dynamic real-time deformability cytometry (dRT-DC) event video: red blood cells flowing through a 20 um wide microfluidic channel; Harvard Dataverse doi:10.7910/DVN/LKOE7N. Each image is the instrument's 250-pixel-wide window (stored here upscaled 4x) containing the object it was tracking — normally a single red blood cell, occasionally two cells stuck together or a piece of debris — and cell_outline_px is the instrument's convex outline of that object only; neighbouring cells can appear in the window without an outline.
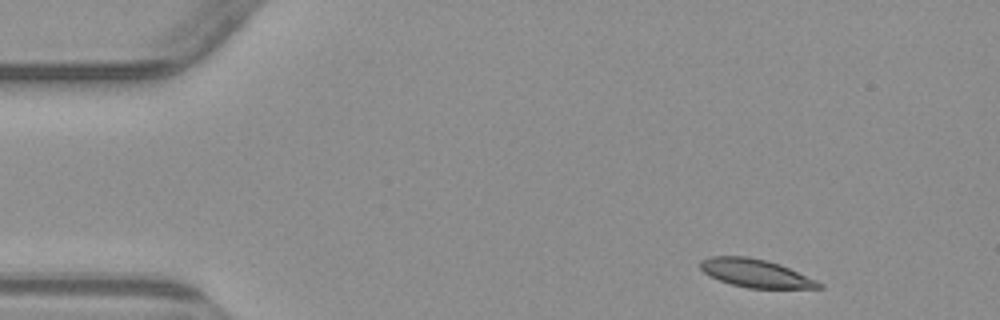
{"species": "common noctule bat (a hibernating species)", "species_latin": "Nyctalus noctula", "temperature_condition": "warm", "stored_images_in_passage": 4, "camera_frame_rate_fps": 3000, "um_per_image_px": 0.085, "animal": {"sex": "male", "body_mass_g": 23.1, "forearm_length_mm": 52.7}, "frame": {"image": 1, "passage_image": 1, "time_ms": 0.0, "image_size_px": [1000, 320], "cell_outline_px": [[824, 288], [748, 288], [732, 284], [720, 280], [704, 272], [700, 268], [700, 260], [712, 256], [748, 256], [780, 264], [816, 280], [824, 284]], "centroid_in_image_um": [64.24, 23.22], "position_along_channel_um": 20.8, "area_um2": 19.25}}
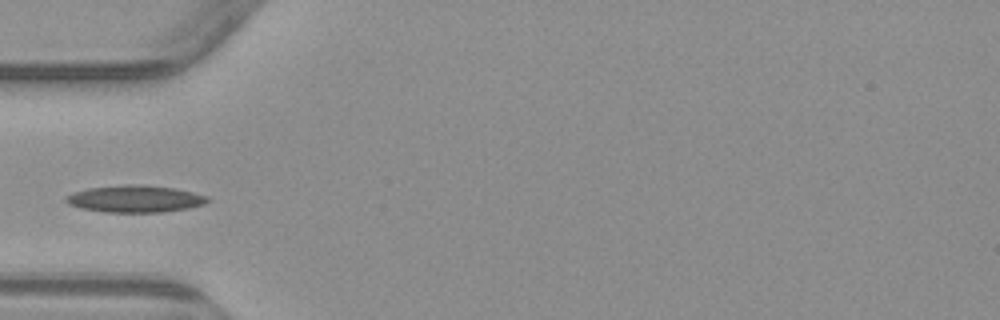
{"frame": {"image": 2, "passage_image": 4, "time_ms": 3.667, "image_size_px": [1000, 320], "cell_outline_px": [[212, 200], [204, 204], [188, 208], [160, 212], [104, 212], [80, 208], [68, 204], [64, 200], [64, 196], [72, 192], [88, 188], [124, 184], [140, 184], [176, 188], [208, 196]], "centroid_in_image_um": [11.46, 16.89], "position_along_channel_um": 73.5, "area_um2": 22.54}}